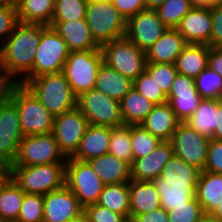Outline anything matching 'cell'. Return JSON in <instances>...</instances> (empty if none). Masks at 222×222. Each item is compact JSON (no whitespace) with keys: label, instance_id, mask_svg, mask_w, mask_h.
<instances>
[{"label":"cell","instance_id":"48","mask_svg":"<svg viewBox=\"0 0 222 222\" xmlns=\"http://www.w3.org/2000/svg\"><path fill=\"white\" fill-rule=\"evenodd\" d=\"M111 3L126 21L146 9L145 0H112Z\"/></svg>","mask_w":222,"mask_h":222},{"label":"cell","instance_id":"37","mask_svg":"<svg viewBox=\"0 0 222 222\" xmlns=\"http://www.w3.org/2000/svg\"><path fill=\"white\" fill-rule=\"evenodd\" d=\"M131 130V146L133 160L144 157L154 151L162 142L161 139L151 135L141 125H128Z\"/></svg>","mask_w":222,"mask_h":222},{"label":"cell","instance_id":"54","mask_svg":"<svg viewBox=\"0 0 222 222\" xmlns=\"http://www.w3.org/2000/svg\"><path fill=\"white\" fill-rule=\"evenodd\" d=\"M189 1L192 7L208 8V9H212L213 7H216L222 3V0H189Z\"/></svg>","mask_w":222,"mask_h":222},{"label":"cell","instance_id":"38","mask_svg":"<svg viewBox=\"0 0 222 222\" xmlns=\"http://www.w3.org/2000/svg\"><path fill=\"white\" fill-rule=\"evenodd\" d=\"M89 0H56L51 22H67L85 19Z\"/></svg>","mask_w":222,"mask_h":222},{"label":"cell","instance_id":"23","mask_svg":"<svg viewBox=\"0 0 222 222\" xmlns=\"http://www.w3.org/2000/svg\"><path fill=\"white\" fill-rule=\"evenodd\" d=\"M179 124L180 121L167 102L155 105L141 126L162 141H170Z\"/></svg>","mask_w":222,"mask_h":222},{"label":"cell","instance_id":"5","mask_svg":"<svg viewBox=\"0 0 222 222\" xmlns=\"http://www.w3.org/2000/svg\"><path fill=\"white\" fill-rule=\"evenodd\" d=\"M69 54L67 43L53 27L47 26L41 32L33 68L19 83L25 85L34 77L63 72Z\"/></svg>","mask_w":222,"mask_h":222},{"label":"cell","instance_id":"21","mask_svg":"<svg viewBox=\"0 0 222 222\" xmlns=\"http://www.w3.org/2000/svg\"><path fill=\"white\" fill-rule=\"evenodd\" d=\"M188 43L176 28L166 32L146 51L147 63L175 64Z\"/></svg>","mask_w":222,"mask_h":222},{"label":"cell","instance_id":"12","mask_svg":"<svg viewBox=\"0 0 222 222\" xmlns=\"http://www.w3.org/2000/svg\"><path fill=\"white\" fill-rule=\"evenodd\" d=\"M174 155L204 171L210 138L199 134L185 122H180L170 139Z\"/></svg>","mask_w":222,"mask_h":222},{"label":"cell","instance_id":"44","mask_svg":"<svg viewBox=\"0 0 222 222\" xmlns=\"http://www.w3.org/2000/svg\"><path fill=\"white\" fill-rule=\"evenodd\" d=\"M18 22L16 4L0 1V49Z\"/></svg>","mask_w":222,"mask_h":222},{"label":"cell","instance_id":"46","mask_svg":"<svg viewBox=\"0 0 222 222\" xmlns=\"http://www.w3.org/2000/svg\"><path fill=\"white\" fill-rule=\"evenodd\" d=\"M84 214L87 222H128L125 216L115 213L98 203L86 206Z\"/></svg>","mask_w":222,"mask_h":222},{"label":"cell","instance_id":"25","mask_svg":"<svg viewBox=\"0 0 222 222\" xmlns=\"http://www.w3.org/2000/svg\"><path fill=\"white\" fill-rule=\"evenodd\" d=\"M130 215L144 214L161 207L160 194L152 181H129Z\"/></svg>","mask_w":222,"mask_h":222},{"label":"cell","instance_id":"15","mask_svg":"<svg viewBox=\"0 0 222 222\" xmlns=\"http://www.w3.org/2000/svg\"><path fill=\"white\" fill-rule=\"evenodd\" d=\"M167 29L156 10L145 9L127 20L125 37L146 52Z\"/></svg>","mask_w":222,"mask_h":222},{"label":"cell","instance_id":"2","mask_svg":"<svg viewBox=\"0 0 222 222\" xmlns=\"http://www.w3.org/2000/svg\"><path fill=\"white\" fill-rule=\"evenodd\" d=\"M25 86L54 117L77 107V96L63 72L34 77Z\"/></svg>","mask_w":222,"mask_h":222},{"label":"cell","instance_id":"43","mask_svg":"<svg viewBox=\"0 0 222 222\" xmlns=\"http://www.w3.org/2000/svg\"><path fill=\"white\" fill-rule=\"evenodd\" d=\"M145 70L157 83L159 88L168 95L175 76L178 74L175 64L146 63Z\"/></svg>","mask_w":222,"mask_h":222},{"label":"cell","instance_id":"55","mask_svg":"<svg viewBox=\"0 0 222 222\" xmlns=\"http://www.w3.org/2000/svg\"><path fill=\"white\" fill-rule=\"evenodd\" d=\"M166 0H145L146 2V9H153L156 10L160 7Z\"/></svg>","mask_w":222,"mask_h":222},{"label":"cell","instance_id":"20","mask_svg":"<svg viewBox=\"0 0 222 222\" xmlns=\"http://www.w3.org/2000/svg\"><path fill=\"white\" fill-rule=\"evenodd\" d=\"M50 26L53 27L67 43L70 52L100 49V46L95 42L91 34L86 19L51 22Z\"/></svg>","mask_w":222,"mask_h":222},{"label":"cell","instance_id":"3","mask_svg":"<svg viewBox=\"0 0 222 222\" xmlns=\"http://www.w3.org/2000/svg\"><path fill=\"white\" fill-rule=\"evenodd\" d=\"M8 98L17 108L24 136L52 133L54 116L25 85L17 83Z\"/></svg>","mask_w":222,"mask_h":222},{"label":"cell","instance_id":"1","mask_svg":"<svg viewBox=\"0 0 222 222\" xmlns=\"http://www.w3.org/2000/svg\"><path fill=\"white\" fill-rule=\"evenodd\" d=\"M46 27L43 24L18 22L1 47L0 57L16 83L32 70L41 32Z\"/></svg>","mask_w":222,"mask_h":222},{"label":"cell","instance_id":"9","mask_svg":"<svg viewBox=\"0 0 222 222\" xmlns=\"http://www.w3.org/2000/svg\"><path fill=\"white\" fill-rule=\"evenodd\" d=\"M77 108L86 117L89 125L111 128L124 125L120 101L106 96L95 88L77 97Z\"/></svg>","mask_w":222,"mask_h":222},{"label":"cell","instance_id":"57","mask_svg":"<svg viewBox=\"0 0 222 222\" xmlns=\"http://www.w3.org/2000/svg\"><path fill=\"white\" fill-rule=\"evenodd\" d=\"M8 176V166L0 163V184L5 180Z\"/></svg>","mask_w":222,"mask_h":222},{"label":"cell","instance_id":"22","mask_svg":"<svg viewBox=\"0 0 222 222\" xmlns=\"http://www.w3.org/2000/svg\"><path fill=\"white\" fill-rule=\"evenodd\" d=\"M152 182L160 194L161 207L167 212L175 207L187 206L190 200L196 198L198 183H168L162 176L155 178Z\"/></svg>","mask_w":222,"mask_h":222},{"label":"cell","instance_id":"51","mask_svg":"<svg viewBox=\"0 0 222 222\" xmlns=\"http://www.w3.org/2000/svg\"><path fill=\"white\" fill-rule=\"evenodd\" d=\"M130 220L132 222H169V217L168 212L159 207L148 213L130 215Z\"/></svg>","mask_w":222,"mask_h":222},{"label":"cell","instance_id":"29","mask_svg":"<svg viewBox=\"0 0 222 222\" xmlns=\"http://www.w3.org/2000/svg\"><path fill=\"white\" fill-rule=\"evenodd\" d=\"M196 198L205 215L222 203V174L201 171L196 188Z\"/></svg>","mask_w":222,"mask_h":222},{"label":"cell","instance_id":"45","mask_svg":"<svg viewBox=\"0 0 222 222\" xmlns=\"http://www.w3.org/2000/svg\"><path fill=\"white\" fill-rule=\"evenodd\" d=\"M205 216L197 198L190 200L187 206L175 207L168 212L169 222H198Z\"/></svg>","mask_w":222,"mask_h":222},{"label":"cell","instance_id":"56","mask_svg":"<svg viewBox=\"0 0 222 222\" xmlns=\"http://www.w3.org/2000/svg\"><path fill=\"white\" fill-rule=\"evenodd\" d=\"M209 215L222 222V203H220Z\"/></svg>","mask_w":222,"mask_h":222},{"label":"cell","instance_id":"35","mask_svg":"<svg viewBox=\"0 0 222 222\" xmlns=\"http://www.w3.org/2000/svg\"><path fill=\"white\" fill-rule=\"evenodd\" d=\"M201 170L174 155L164 165L160 176L168 183H198Z\"/></svg>","mask_w":222,"mask_h":222},{"label":"cell","instance_id":"14","mask_svg":"<svg viewBox=\"0 0 222 222\" xmlns=\"http://www.w3.org/2000/svg\"><path fill=\"white\" fill-rule=\"evenodd\" d=\"M15 104L9 99L0 102V163L10 166L23 139Z\"/></svg>","mask_w":222,"mask_h":222},{"label":"cell","instance_id":"47","mask_svg":"<svg viewBox=\"0 0 222 222\" xmlns=\"http://www.w3.org/2000/svg\"><path fill=\"white\" fill-rule=\"evenodd\" d=\"M204 170L222 174V140L210 139Z\"/></svg>","mask_w":222,"mask_h":222},{"label":"cell","instance_id":"53","mask_svg":"<svg viewBox=\"0 0 222 222\" xmlns=\"http://www.w3.org/2000/svg\"><path fill=\"white\" fill-rule=\"evenodd\" d=\"M217 128L214 131L213 139L222 140V103L220 101L217 102Z\"/></svg>","mask_w":222,"mask_h":222},{"label":"cell","instance_id":"7","mask_svg":"<svg viewBox=\"0 0 222 222\" xmlns=\"http://www.w3.org/2000/svg\"><path fill=\"white\" fill-rule=\"evenodd\" d=\"M100 49L103 62L132 82L145 71L146 52L126 37L105 43Z\"/></svg>","mask_w":222,"mask_h":222},{"label":"cell","instance_id":"33","mask_svg":"<svg viewBox=\"0 0 222 222\" xmlns=\"http://www.w3.org/2000/svg\"><path fill=\"white\" fill-rule=\"evenodd\" d=\"M97 203L130 220L129 182L104 185Z\"/></svg>","mask_w":222,"mask_h":222},{"label":"cell","instance_id":"10","mask_svg":"<svg viewBox=\"0 0 222 222\" xmlns=\"http://www.w3.org/2000/svg\"><path fill=\"white\" fill-rule=\"evenodd\" d=\"M65 185L75 194L80 205L85 208L97 203L105 184L88 162L70 157L66 158Z\"/></svg>","mask_w":222,"mask_h":222},{"label":"cell","instance_id":"19","mask_svg":"<svg viewBox=\"0 0 222 222\" xmlns=\"http://www.w3.org/2000/svg\"><path fill=\"white\" fill-rule=\"evenodd\" d=\"M173 154L170 141H162L150 154L133 160L130 165V178L132 180L153 181L161 175L164 165Z\"/></svg>","mask_w":222,"mask_h":222},{"label":"cell","instance_id":"11","mask_svg":"<svg viewBox=\"0 0 222 222\" xmlns=\"http://www.w3.org/2000/svg\"><path fill=\"white\" fill-rule=\"evenodd\" d=\"M66 163L52 133L24 136L10 166H35Z\"/></svg>","mask_w":222,"mask_h":222},{"label":"cell","instance_id":"27","mask_svg":"<svg viewBox=\"0 0 222 222\" xmlns=\"http://www.w3.org/2000/svg\"><path fill=\"white\" fill-rule=\"evenodd\" d=\"M209 50L207 44H187L176 58L177 73L195 79L208 68Z\"/></svg>","mask_w":222,"mask_h":222},{"label":"cell","instance_id":"30","mask_svg":"<svg viewBox=\"0 0 222 222\" xmlns=\"http://www.w3.org/2000/svg\"><path fill=\"white\" fill-rule=\"evenodd\" d=\"M56 0H17L18 21L22 23L51 25Z\"/></svg>","mask_w":222,"mask_h":222},{"label":"cell","instance_id":"17","mask_svg":"<svg viewBox=\"0 0 222 222\" xmlns=\"http://www.w3.org/2000/svg\"><path fill=\"white\" fill-rule=\"evenodd\" d=\"M43 203V222H64L84 212L75 194L66 185L43 195Z\"/></svg>","mask_w":222,"mask_h":222},{"label":"cell","instance_id":"13","mask_svg":"<svg viewBox=\"0 0 222 222\" xmlns=\"http://www.w3.org/2000/svg\"><path fill=\"white\" fill-rule=\"evenodd\" d=\"M88 126V120L77 107L54 117L52 134L65 158L77 152Z\"/></svg>","mask_w":222,"mask_h":222},{"label":"cell","instance_id":"50","mask_svg":"<svg viewBox=\"0 0 222 222\" xmlns=\"http://www.w3.org/2000/svg\"><path fill=\"white\" fill-rule=\"evenodd\" d=\"M16 84V81L7 72L6 66L0 57V102L9 97Z\"/></svg>","mask_w":222,"mask_h":222},{"label":"cell","instance_id":"41","mask_svg":"<svg viewBox=\"0 0 222 222\" xmlns=\"http://www.w3.org/2000/svg\"><path fill=\"white\" fill-rule=\"evenodd\" d=\"M43 195L25 193L16 222H43Z\"/></svg>","mask_w":222,"mask_h":222},{"label":"cell","instance_id":"6","mask_svg":"<svg viewBox=\"0 0 222 222\" xmlns=\"http://www.w3.org/2000/svg\"><path fill=\"white\" fill-rule=\"evenodd\" d=\"M85 19L95 42L100 47L112 40L125 37L127 21L111 2L89 0Z\"/></svg>","mask_w":222,"mask_h":222},{"label":"cell","instance_id":"31","mask_svg":"<svg viewBox=\"0 0 222 222\" xmlns=\"http://www.w3.org/2000/svg\"><path fill=\"white\" fill-rule=\"evenodd\" d=\"M155 104L143 97L134 87L120 101L124 125H141Z\"/></svg>","mask_w":222,"mask_h":222},{"label":"cell","instance_id":"60","mask_svg":"<svg viewBox=\"0 0 222 222\" xmlns=\"http://www.w3.org/2000/svg\"><path fill=\"white\" fill-rule=\"evenodd\" d=\"M218 101H220L222 103V88H221L220 94L218 96Z\"/></svg>","mask_w":222,"mask_h":222},{"label":"cell","instance_id":"26","mask_svg":"<svg viewBox=\"0 0 222 222\" xmlns=\"http://www.w3.org/2000/svg\"><path fill=\"white\" fill-rule=\"evenodd\" d=\"M87 162L105 185L124 183L131 180L130 165L110 153H105Z\"/></svg>","mask_w":222,"mask_h":222},{"label":"cell","instance_id":"8","mask_svg":"<svg viewBox=\"0 0 222 222\" xmlns=\"http://www.w3.org/2000/svg\"><path fill=\"white\" fill-rule=\"evenodd\" d=\"M102 63L101 49L70 52L63 73L77 97L94 88L96 75Z\"/></svg>","mask_w":222,"mask_h":222},{"label":"cell","instance_id":"39","mask_svg":"<svg viewBox=\"0 0 222 222\" xmlns=\"http://www.w3.org/2000/svg\"><path fill=\"white\" fill-rule=\"evenodd\" d=\"M191 8L189 0H166L156 11L164 25L176 28Z\"/></svg>","mask_w":222,"mask_h":222},{"label":"cell","instance_id":"42","mask_svg":"<svg viewBox=\"0 0 222 222\" xmlns=\"http://www.w3.org/2000/svg\"><path fill=\"white\" fill-rule=\"evenodd\" d=\"M133 87L155 105L168 102L167 95L159 88L146 70L133 81Z\"/></svg>","mask_w":222,"mask_h":222},{"label":"cell","instance_id":"49","mask_svg":"<svg viewBox=\"0 0 222 222\" xmlns=\"http://www.w3.org/2000/svg\"><path fill=\"white\" fill-rule=\"evenodd\" d=\"M212 33L210 36V47L222 48V3L211 9Z\"/></svg>","mask_w":222,"mask_h":222},{"label":"cell","instance_id":"61","mask_svg":"<svg viewBox=\"0 0 222 222\" xmlns=\"http://www.w3.org/2000/svg\"><path fill=\"white\" fill-rule=\"evenodd\" d=\"M0 1H2V2H13V3H15L17 0H0Z\"/></svg>","mask_w":222,"mask_h":222},{"label":"cell","instance_id":"36","mask_svg":"<svg viewBox=\"0 0 222 222\" xmlns=\"http://www.w3.org/2000/svg\"><path fill=\"white\" fill-rule=\"evenodd\" d=\"M131 145V130L128 125L112 128L108 153L131 165L133 162Z\"/></svg>","mask_w":222,"mask_h":222},{"label":"cell","instance_id":"52","mask_svg":"<svg viewBox=\"0 0 222 222\" xmlns=\"http://www.w3.org/2000/svg\"><path fill=\"white\" fill-rule=\"evenodd\" d=\"M208 68L222 77V48L210 47Z\"/></svg>","mask_w":222,"mask_h":222},{"label":"cell","instance_id":"34","mask_svg":"<svg viewBox=\"0 0 222 222\" xmlns=\"http://www.w3.org/2000/svg\"><path fill=\"white\" fill-rule=\"evenodd\" d=\"M217 99H203L196 111L185 122L199 134L210 139L217 128Z\"/></svg>","mask_w":222,"mask_h":222},{"label":"cell","instance_id":"16","mask_svg":"<svg viewBox=\"0 0 222 222\" xmlns=\"http://www.w3.org/2000/svg\"><path fill=\"white\" fill-rule=\"evenodd\" d=\"M167 98L180 122H186L203 101L196 89L195 79L181 74L175 76Z\"/></svg>","mask_w":222,"mask_h":222},{"label":"cell","instance_id":"40","mask_svg":"<svg viewBox=\"0 0 222 222\" xmlns=\"http://www.w3.org/2000/svg\"><path fill=\"white\" fill-rule=\"evenodd\" d=\"M195 86L203 99H217L222 88V77L206 68L195 78Z\"/></svg>","mask_w":222,"mask_h":222},{"label":"cell","instance_id":"32","mask_svg":"<svg viewBox=\"0 0 222 222\" xmlns=\"http://www.w3.org/2000/svg\"><path fill=\"white\" fill-rule=\"evenodd\" d=\"M25 192L8 175L0 184V221H17Z\"/></svg>","mask_w":222,"mask_h":222},{"label":"cell","instance_id":"62","mask_svg":"<svg viewBox=\"0 0 222 222\" xmlns=\"http://www.w3.org/2000/svg\"><path fill=\"white\" fill-rule=\"evenodd\" d=\"M97 1H108V2H112V0H97Z\"/></svg>","mask_w":222,"mask_h":222},{"label":"cell","instance_id":"4","mask_svg":"<svg viewBox=\"0 0 222 222\" xmlns=\"http://www.w3.org/2000/svg\"><path fill=\"white\" fill-rule=\"evenodd\" d=\"M65 165L9 166L8 175L25 193L45 195L65 185Z\"/></svg>","mask_w":222,"mask_h":222},{"label":"cell","instance_id":"58","mask_svg":"<svg viewBox=\"0 0 222 222\" xmlns=\"http://www.w3.org/2000/svg\"><path fill=\"white\" fill-rule=\"evenodd\" d=\"M64 222H87V220H86L85 214L83 212L80 216H78L74 219H71V220L64 221Z\"/></svg>","mask_w":222,"mask_h":222},{"label":"cell","instance_id":"28","mask_svg":"<svg viewBox=\"0 0 222 222\" xmlns=\"http://www.w3.org/2000/svg\"><path fill=\"white\" fill-rule=\"evenodd\" d=\"M133 87V82L104 62L99 67L94 88L106 96L121 101Z\"/></svg>","mask_w":222,"mask_h":222},{"label":"cell","instance_id":"59","mask_svg":"<svg viewBox=\"0 0 222 222\" xmlns=\"http://www.w3.org/2000/svg\"><path fill=\"white\" fill-rule=\"evenodd\" d=\"M198 222H221L216 220L215 218L211 217L210 215H205L200 221Z\"/></svg>","mask_w":222,"mask_h":222},{"label":"cell","instance_id":"18","mask_svg":"<svg viewBox=\"0 0 222 222\" xmlns=\"http://www.w3.org/2000/svg\"><path fill=\"white\" fill-rule=\"evenodd\" d=\"M188 44H209L212 33L211 9L192 7L176 27Z\"/></svg>","mask_w":222,"mask_h":222},{"label":"cell","instance_id":"24","mask_svg":"<svg viewBox=\"0 0 222 222\" xmlns=\"http://www.w3.org/2000/svg\"><path fill=\"white\" fill-rule=\"evenodd\" d=\"M111 127L89 125L81 139L77 152L72 158L87 162L108 153Z\"/></svg>","mask_w":222,"mask_h":222}]
</instances>
